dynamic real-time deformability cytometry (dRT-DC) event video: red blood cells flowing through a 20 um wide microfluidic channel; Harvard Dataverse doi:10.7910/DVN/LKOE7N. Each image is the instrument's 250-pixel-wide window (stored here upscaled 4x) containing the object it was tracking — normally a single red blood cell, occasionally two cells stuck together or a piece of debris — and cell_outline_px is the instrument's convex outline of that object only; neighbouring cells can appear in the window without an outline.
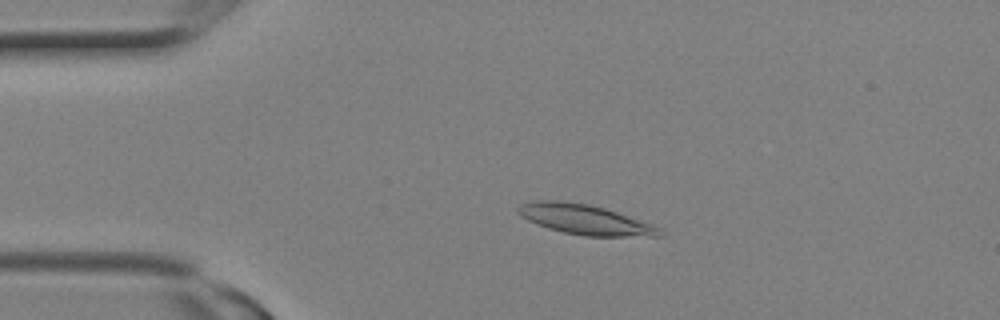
{"species": "Egyptian fruit bat (a non-hibernating species)", "species_latin": "Rousettus aegyptiacus", "temperature_condition": "room temperature", "stored_images_in_passage": 12, "camera_frame_rate_fps": 3000, "um_per_image_px": 0.085, "animal": {"sex": "female"}, "frame": {"image": 1, "passage_image": 5, "time_ms": 1.333, "image_size_px": [1000, 320], "cell_outline_px": [[664, 236], [584, 236], [564, 232], [548, 228], [528, 220], [520, 216], [516, 212], [516, 208], [520, 204], [536, 200], [564, 200], [588, 204], [604, 208], [652, 224], [660, 228]], "centroid_in_image_um": [49.68, 18.65], "position_along_channel_um": 35.3, "area_um2": 24.68}}
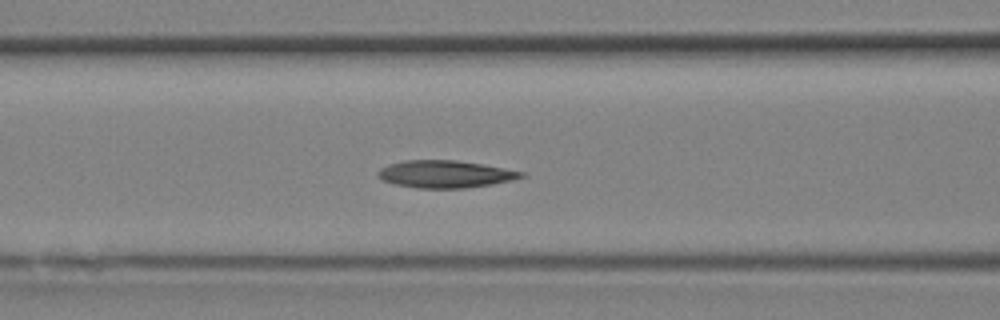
{"frame": {"image": 2, "passage_image": 10, "time_ms": 3.0, "image_size_px": [1000, 320], "cell_outline_px": [[528, 176], [512, 180], [492, 184], [464, 188], [416, 188], [392, 184], [376, 176], [376, 172], [380, 168], [388, 164], [404, 160], [456, 160], [484, 164], [524, 172]], "centroid_in_image_um": [37.82, 14.79], "position_along_channel_um": 128.8, "area_um2": 23.06}}
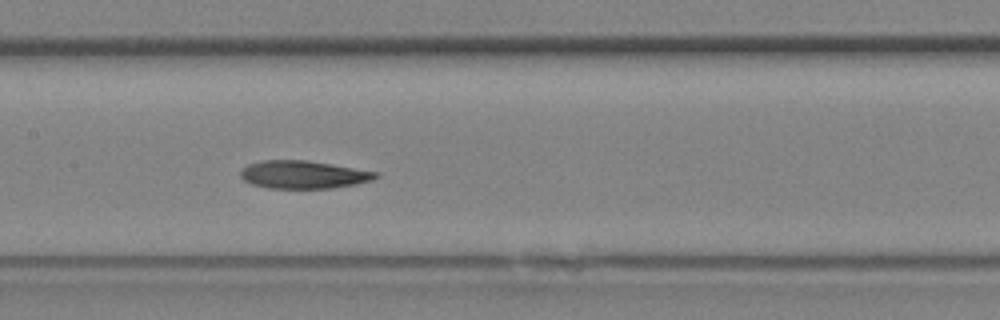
{"frame": {"image": 3, "passage_image": 12, "time_ms": 3.667, "image_size_px": [1000, 320], "cell_outline_px": [[380, 176], [372, 180], [356, 184], [332, 188], [268, 188], [252, 184], [244, 180], [240, 176], [240, 168], [248, 164], [260, 160], [308, 160], [380, 172]], "centroid_in_image_um": [25.79, 14.83], "position_along_channel_um": 181.6, "area_um2": 22.2}}